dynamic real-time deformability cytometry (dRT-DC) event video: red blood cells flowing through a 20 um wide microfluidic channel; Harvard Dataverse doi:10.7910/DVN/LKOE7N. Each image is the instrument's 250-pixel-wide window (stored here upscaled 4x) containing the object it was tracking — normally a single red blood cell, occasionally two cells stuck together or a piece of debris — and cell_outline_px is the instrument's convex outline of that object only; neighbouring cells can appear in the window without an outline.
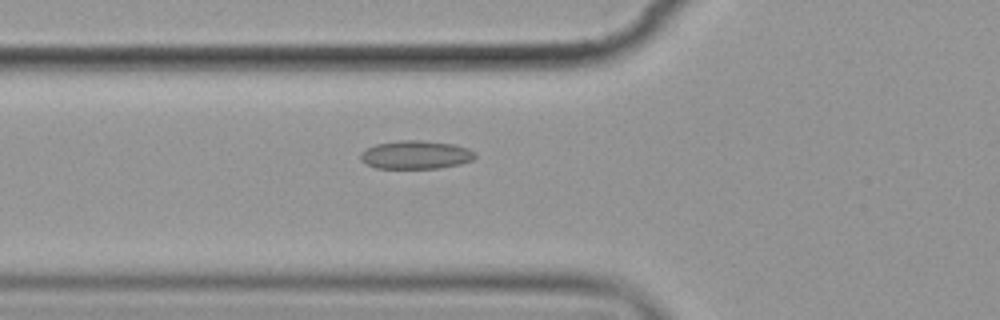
{"species": "common noctule bat (a hibernating species)", "species_latin": "Nyctalus noctula", "temperature_condition": "cold", "stored_images_in_passage": 6, "camera_frame_rate_fps": 3000, "um_per_image_px": 0.085, "animal": {"sex": "female", "body_mass_g": 19.9}, "frame": {"image": 1, "passage_image": 6, "time_ms": 6.667, "image_size_px": [1000, 320], "cell_outline_px": [[476, 156], [472, 160], [460, 164], [440, 168], [376, 168], [364, 164], [360, 160], [360, 152], [376, 144], [396, 140], [420, 140], [452, 144], [468, 148], [476, 152]], "centroid_in_image_um": [35.32, 13.16], "position_along_channel_um": 90.5, "area_um2": 19.07}}